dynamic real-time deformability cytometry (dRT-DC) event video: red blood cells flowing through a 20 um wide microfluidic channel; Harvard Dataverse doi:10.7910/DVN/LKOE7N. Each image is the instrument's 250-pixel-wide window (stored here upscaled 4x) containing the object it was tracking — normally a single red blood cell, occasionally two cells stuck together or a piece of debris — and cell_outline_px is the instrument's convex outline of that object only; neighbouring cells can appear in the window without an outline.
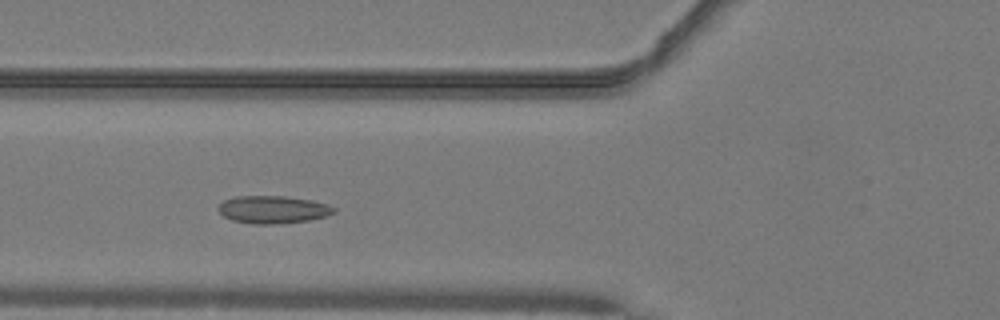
{"species": "common noctule bat (a hibernating species)", "species_latin": "Nyctalus noctula", "temperature_condition": "warm", "stored_images_in_passage": 35, "camera_frame_rate_fps": 3000, "um_per_image_px": 0.085, "animal": {"sex": "male", "body_mass_g": 19.2, "forearm_length_mm": 51.8}, "frame": {"image": 1, "passage_image": 3, "time_ms": 0.667, "image_size_px": [1000, 320], "cell_outline_px": [[336, 212], [328, 216], [308, 220], [272, 224], [256, 224], [232, 220], [224, 216], [216, 208], [224, 200], [236, 196], [284, 196], [312, 200], [328, 204], [336, 208]], "centroid_in_image_um": [23.22, 17.8], "position_along_channel_um": 102.6, "area_um2": 18.61}}
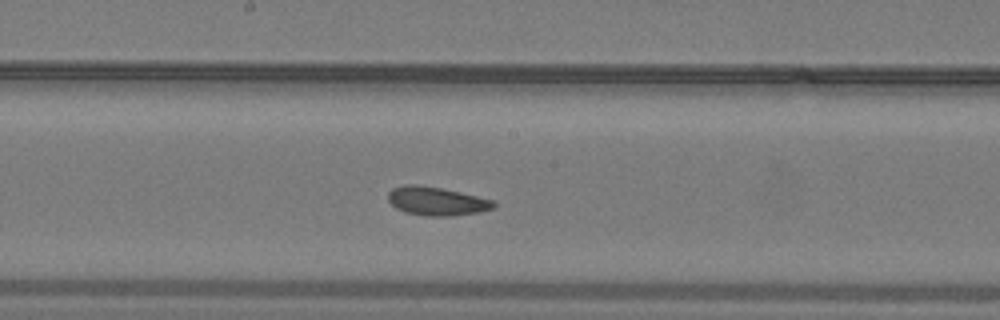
{"frame": {"image": 2, "passage_image": 11, "time_ms": 3.333, "image_size_px": [1000, 320], "cell_outline_px": [[496, 204], [492, 208], [480, 212], [452, 216], [428, 216], [404, 212], [396, 208], [388, 200], [388, 192], [392, 188], [404, 184], [416, 184], [440, 188], [476, 196], [492, 200]], "centroid_in_image_um": [37.06, 17.1], "position_along_channel_um": 211.1, "area_um2": 17.46}}
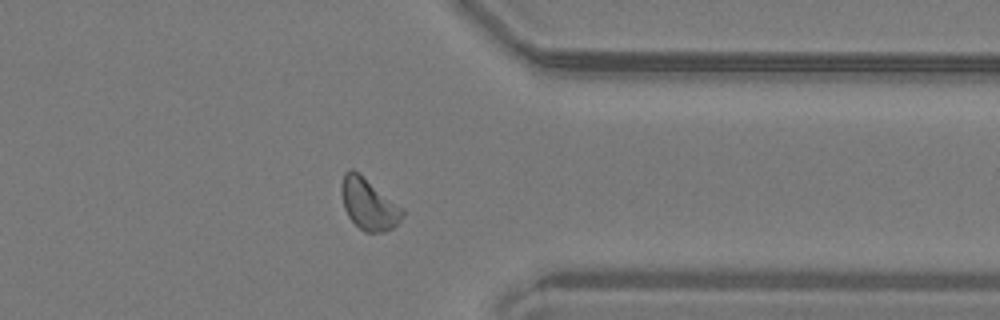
{"frame": {"image": 3, "passage_image": 24, "time_ms": 7.667, "image_size_px": [1000, 320], "cell_outline_px": [[404, 216], [392, 228], [384, 232], [364, 232], [348, 216], [344, 208], [340, 192], [340, 184], [344, 172], [348, 168], [352, 168], [404, 208]], "centroid_in_image_um": [31.32, 17.33], "position_along_channel_um": 380.1, "area_um2": 18.32}}